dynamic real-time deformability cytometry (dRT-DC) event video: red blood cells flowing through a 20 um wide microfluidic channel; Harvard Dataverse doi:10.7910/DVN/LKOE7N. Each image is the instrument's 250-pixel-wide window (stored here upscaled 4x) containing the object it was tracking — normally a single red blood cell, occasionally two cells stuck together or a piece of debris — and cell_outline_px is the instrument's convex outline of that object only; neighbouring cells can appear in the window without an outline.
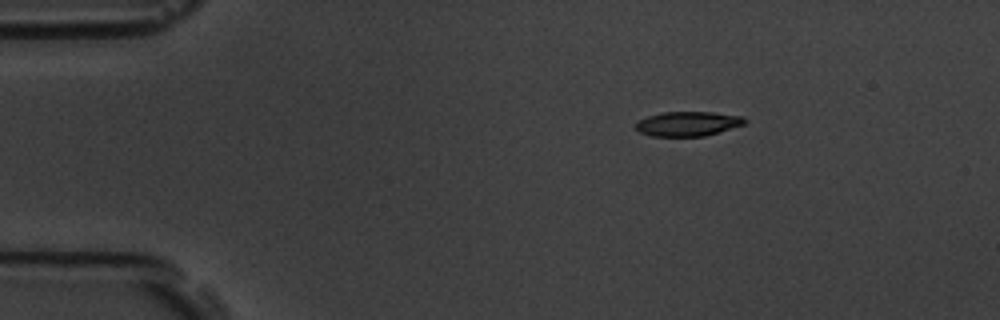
{"species": "common noctule bat (a hibernating species)", "species_latin": "Nyctalus noctula", "temperature_condition": "room temperature", "stored_images_in_passage": 3, "camera_frame_rate_fps": 3000, "um_per_image_px": 0.085, "animal": {"sex": "male", "body_mass_g": 19.5, "forearm_length_mm": 54.6}, "frame": {"image": 1, "passage_image": 1, "time_ms": 0.0, "image_size_px": [1000, 320], "cell_outline_px": [[748, 120], [744, 124], [704, 136], [652, 136], [640, 132], [636, 128], [636, 124], [640, 120], [648, 116], [664, 112], [712, 112], [744, 116]], "centroid_in_image_um": [58.5, 10.51], "position_along_channel_um": 26.5, "area_um2": 15.43}}